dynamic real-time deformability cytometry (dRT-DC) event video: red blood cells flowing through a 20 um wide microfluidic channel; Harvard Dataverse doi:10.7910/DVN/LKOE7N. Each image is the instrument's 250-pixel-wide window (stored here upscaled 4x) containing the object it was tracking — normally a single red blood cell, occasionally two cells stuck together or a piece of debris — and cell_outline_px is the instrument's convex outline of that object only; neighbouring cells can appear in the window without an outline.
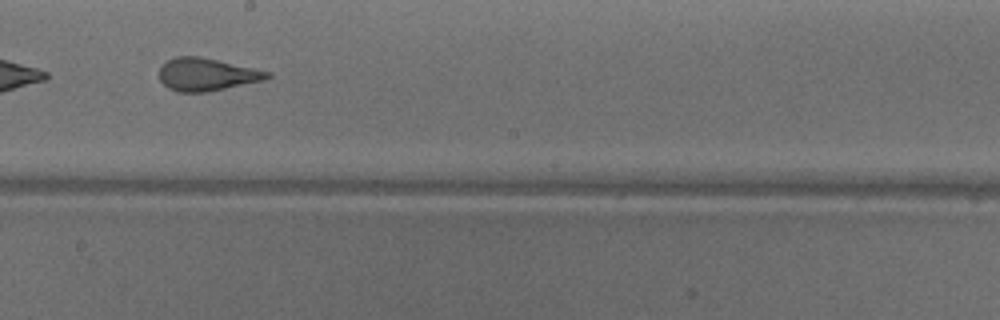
{"species": "common noctule bat (a hibernating species)", "species_latin": "Nyctalus noctula", "temperature_condition": "warm", "stored_images_in_passage": 46, "camera_frame_rate_fps": 3000, "um_per_image_px": 0.085, "animal": {"sex": "male", "body_mass_g": 18.8}, "frame": {"image": 1, "passage_image": 27, "time_ms": 8.667, "image_size_px": [1000, 320], "cell_outline_px": [[272, 76], [264, 80], [208, 92], [176, 92], [168, 88], [160, 80], [160, 68], [168, 60], [176, 56], [200, 56], [256, 68], [272, 72]], "centroid_in_image_um": [17.6, 6.33], "position_along_channel_um": 230.6, "area_um2": 20.69}}
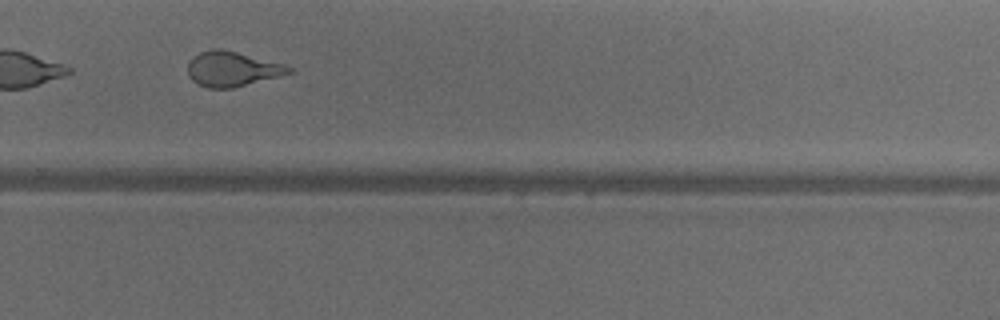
{"frame": {"image": 2, "passage_image": 33, "time_ms": 10.667, "image_size_px": [1000, 320], "cell_outline_px": [[296, 72], [232, 88], [208, 88], [192, 80], [188, 72], [188, 64], [192, 56], [200, 52], [212, 48], [220, 48], [284, 64], [292, 68]], "centroid_in_image_um": [19.74, 5.86], "position_along_channel_um": 310.1, "area_um2": 20.46}, "authors_computed_cell_mechanics": {"area_um2": 22.7154, "velocity_mm_per_s": 3.9852, "shape_relaxation_time_tau1_ms": null, "shape_relaxation_time_tau2_ms": 1.0591, "deformation_change_tau1": null, "deformation_change_tau2": 0.11}}